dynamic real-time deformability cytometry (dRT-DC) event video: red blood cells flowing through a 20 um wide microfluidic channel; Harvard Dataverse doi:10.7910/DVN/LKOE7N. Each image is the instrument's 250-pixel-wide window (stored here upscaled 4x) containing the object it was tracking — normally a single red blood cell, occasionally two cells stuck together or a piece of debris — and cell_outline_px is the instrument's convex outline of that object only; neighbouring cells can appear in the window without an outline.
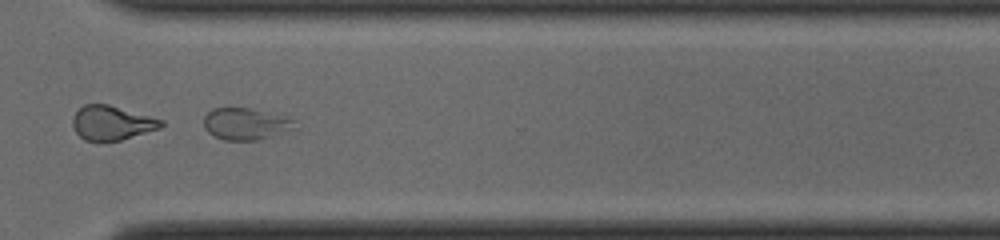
{"species": "common noctule bat (a hibernating species)", "species_latin": "Nyctalus noctula", "temperature_condition": "cold", "stored_images_in_passage": 35, "camera_frame_rate_fps": 3000, "um_per_image_px": 0.085, "animal": {"sex": "male", "body_mass_g": 19.0, "forearm_length_mm": 50.8}, "frame": {"image": 1, "passage_image": 25, "time_ms": 8.0, "image_size_px": [1000, 240], "cell_outline_px": [[296, 128], [260, 140], [224, 140], [212, 136], [204, 128], [204, 116], [212, 108], [248, 108], [296, 120]], "centroid_in_image_um": [20.85, 10.55], "position_along_channel_um": 349.8, "area_um2": 16.76}, "authors_computed_cell_mechanics": {"area_um2": 19.9988, "velocity_mm_per_s": 3.9881, "shape_relaxation_time_tau1_ms": 2.9359, "shape_relaxation_time_tau2_ms": 0.5115, "deformation_change_tau1": 0.3317, "deformation_change_tau2": 0.094}}